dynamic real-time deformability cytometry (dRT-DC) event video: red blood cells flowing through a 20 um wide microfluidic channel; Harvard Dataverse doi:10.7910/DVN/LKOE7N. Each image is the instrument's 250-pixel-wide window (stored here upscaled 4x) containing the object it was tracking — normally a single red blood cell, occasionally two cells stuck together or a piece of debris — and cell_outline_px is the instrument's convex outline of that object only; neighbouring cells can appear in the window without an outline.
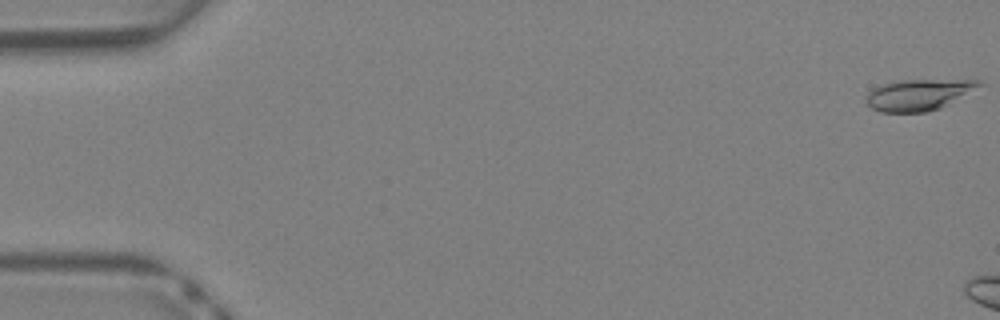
{"species": "Egyptian fruit bat (a non-hibernating species)", "species_latin": "Rousettus aegyptiacus", "temperature_condition": "warm", "stored_images_in_passage": 7, "camera_frame_rate_fps": 3000, "um_per_image_px": 0.085, "animal": {"sex": "female"}, "frame": {"image": 1, "passage_image": 1, "time_ms": 0.0, "image_size_px": [1000, 320], "cell_outline_px": [[984, 84], [940, 108], [928, 112], [880, 112], [872, 108], [864, 100], [868, 92], [884, 84], [900, 80], [980, 80]], "centroid_in_image_um": [78.06, 8.06], "position_along_channel_um": 6.9, "area_um2": 20.23}}